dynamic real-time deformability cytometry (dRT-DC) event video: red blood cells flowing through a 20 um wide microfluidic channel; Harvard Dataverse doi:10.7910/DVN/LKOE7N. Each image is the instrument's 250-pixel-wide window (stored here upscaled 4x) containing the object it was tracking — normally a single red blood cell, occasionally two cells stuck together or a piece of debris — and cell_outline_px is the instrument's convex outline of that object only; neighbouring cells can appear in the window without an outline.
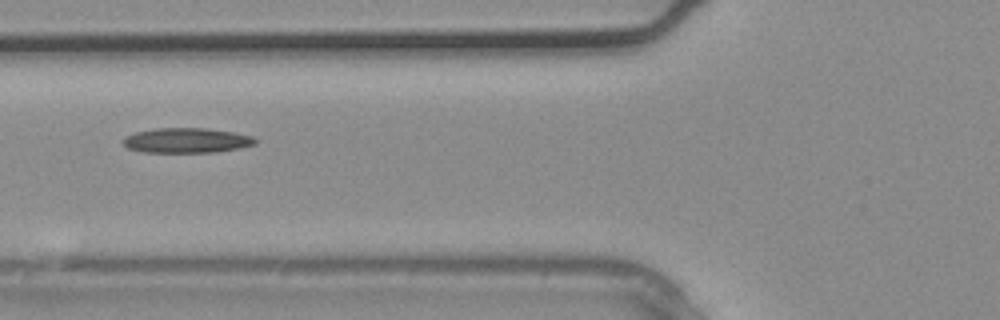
{"species": "common noctule bat (a hibernating species)", "species_latin": "Nyctalus noctula", "temperature_condition": "warm", "stored_images_in_passage": 4, "camera_frame_rate_fps": 3000, "um_per_image_px": 0.085, "animal": {"sex": "male", "body_mass_g": 20.4}, "frame": {"image": 1, "passage_image": 4, "time_ms": 1.0, "image_size_px": [1000, 320], "cell_outline_px": [[256, 144], [240, 148], [216, 152], [144, 152], [128, 148], [120, 140], [136, 132], [156, 128], [204, 128], [232, 132], [252, 136], [256, 140]], "centroid_in_image_um": [15.86, 11.94], "position_along_channel_um": 109.9, "area_um2": 19.07}}